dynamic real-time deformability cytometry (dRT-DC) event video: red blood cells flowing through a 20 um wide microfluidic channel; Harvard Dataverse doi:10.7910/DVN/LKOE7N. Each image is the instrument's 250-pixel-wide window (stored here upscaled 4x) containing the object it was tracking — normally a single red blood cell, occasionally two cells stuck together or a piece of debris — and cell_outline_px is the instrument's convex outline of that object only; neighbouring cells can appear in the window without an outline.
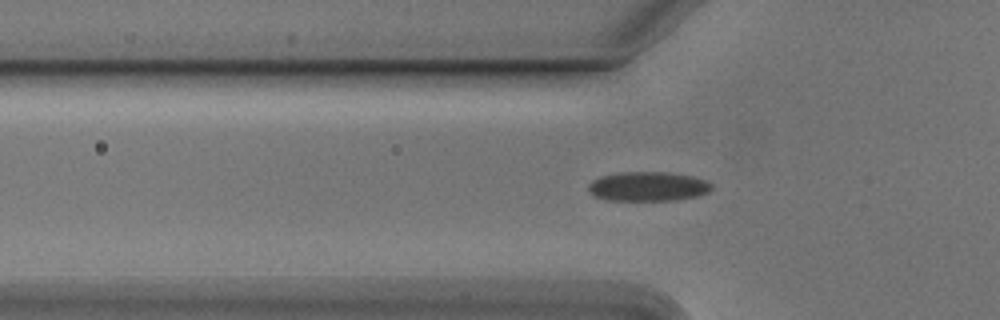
{"species": "Egyptian fruit bat (a non-hibernating species)", "species_latin": "Rousettus aegyptiacus", "temperature_condition": "cold", "stored_images_in_passage": 46, "camera_frame_rate_fps": 3000, "um_per_image_px": 0.085, "animal": {"sex": "male"}, "frame": {"image": 1, "passage_image": 17, "time_ms": 5.333, "image_size_px": [1000, 320], "cell_outline_px": [[712, 188], [708, 192], [696, 196], [676, 200], [608, 200], [596, 196], [588, 192], [588, 184], [592, 180], [600, 176], [620, 172], [668, 172], [692, 176], [704, 180], [712, 184]], "centroid_in_image_um": [55.05, 15.84], "position_along_channel_um": 70.7, "area_um2": 21.1}}
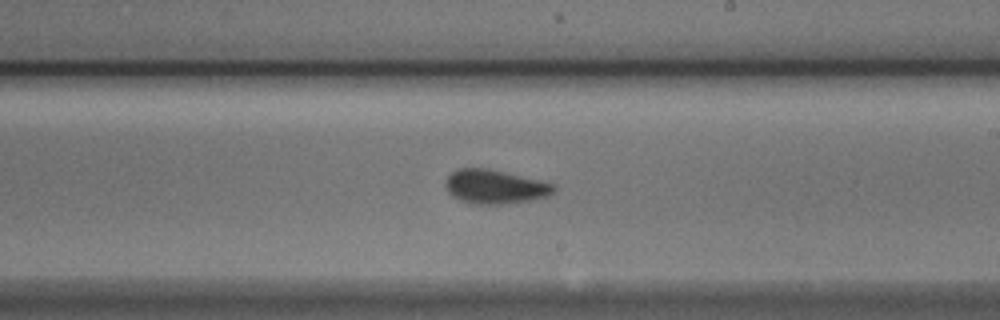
{"frame": {"image": 2, "passage_image": 31, "time_ms": 10.0, "image_size_px": [1000, 320], "cell_outline_px": [[556, 188], [548, 196], [528, 200], [500, 204], [472, 204], [460, 200], [452, 196], [448, 192], [444, 184], [448, 176], [452, 172], [460, 168], [484, 168], [556, 184]], "centroid_in_image_um": [42.03, 15.88], "position_along_channel_um": 247.0, "area_um2": 21.1}}
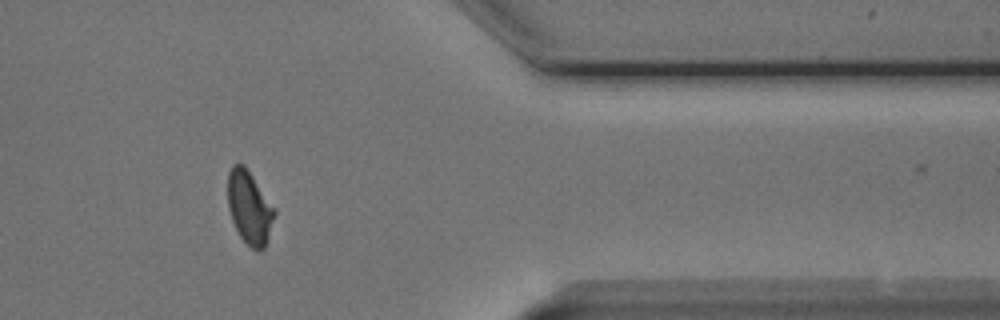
{"frame": {"image": 3, "passage_image": 44, "time_ms": 14.333, "image_size_px": [1000, 320], "cell_outline_px": [[276, 212], [264, 248], [260, 252], [256, 252], [240, 236], [232, 220], [228, 208], [228, 172], [232, 164], [244, 164], [276, 208]], "centroid_in_image_um": [21.21, 17.62], "position_along_channel_um": 390.2, "area_um2": 19.94}}